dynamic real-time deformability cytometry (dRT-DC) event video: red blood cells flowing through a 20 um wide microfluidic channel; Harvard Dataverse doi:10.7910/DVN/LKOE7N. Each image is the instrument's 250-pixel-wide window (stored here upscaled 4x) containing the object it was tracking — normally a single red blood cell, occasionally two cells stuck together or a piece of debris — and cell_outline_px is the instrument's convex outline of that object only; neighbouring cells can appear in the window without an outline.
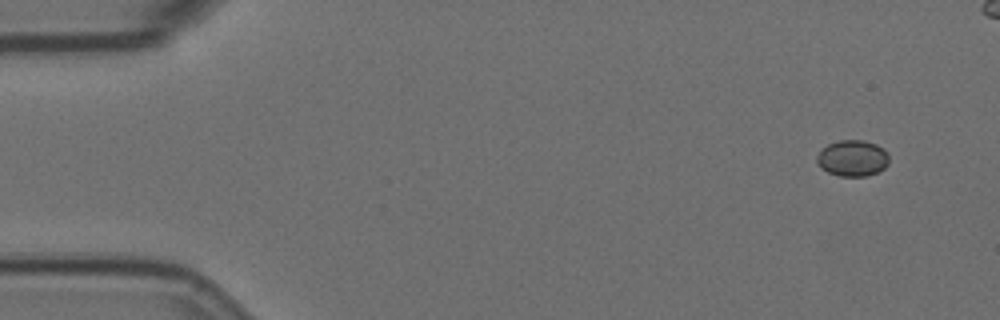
{"species": "Egyptian fruit bat (a non-hibernating species)", "species_latin": "Rousettus aegyptiacus", "temperature_condition": "room temperature", "stored_images_in_passage": 6, "camera_frame_rate_fps": 3000, "um_per_image_px": 0.085, "animal": {"sex": "female"}, "frame": {"image": 1, "passage_image": 1, "time_ms": 0.0, "image_size_px": [1000, 320], "cell_outline_px": [[888, 164], [884, 168], [876, 172], [864, 176], [840, 176], [828, 172], [820, 168], [816, 160], [816, 156], [820, 148], [828, 144], [840, 140], [864, 140], [876, 144], [884, 148], [888, 152]], "centroid_in_image_um": [72.44, 13.43], "position_along_channel_um": 12.6, "area_um2": 15.37}}
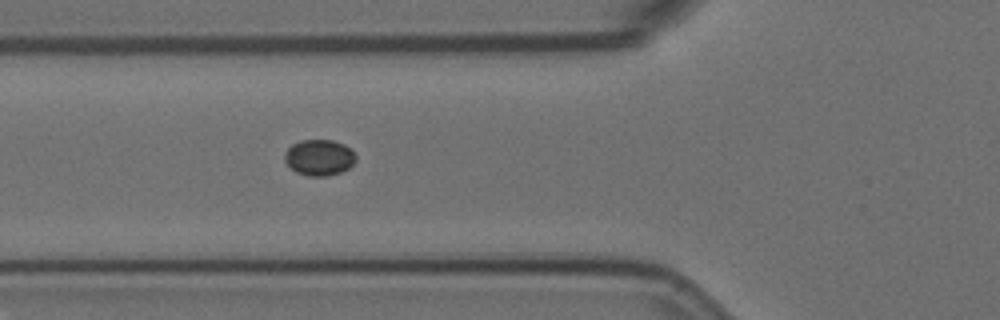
{"frame": {"image": 2, "passage_image": 6, "time_ms": 1.667, "image_size_px": [1000, 320], "cell_outline_px": [[356, 160], [348, 168], [340, 172], [328, 176], [308, 176], [296, 172], [284, 160], [284, 152], [292, 144], [300, 140], [332, 140], [344, 144], [356, 156]], "centroid_in_image_um": [27.11, 13.38], "position_along_channel_um": 98.7, "area_um2": 14.85}}